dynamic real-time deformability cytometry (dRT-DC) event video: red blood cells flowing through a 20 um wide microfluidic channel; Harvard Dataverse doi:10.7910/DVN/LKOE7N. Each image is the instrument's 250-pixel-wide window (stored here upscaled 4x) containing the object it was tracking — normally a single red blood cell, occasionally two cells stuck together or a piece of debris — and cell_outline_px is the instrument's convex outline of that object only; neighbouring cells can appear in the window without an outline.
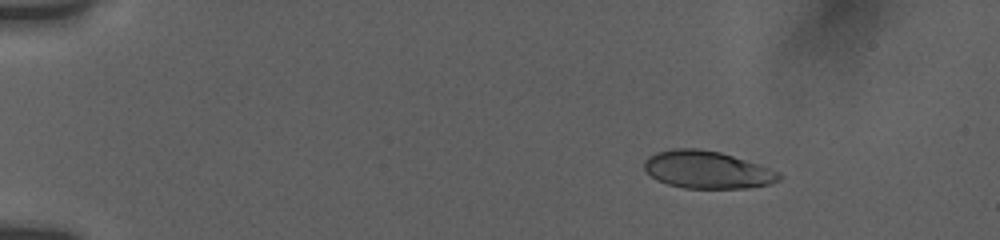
{"species": "human", "species_latin": "Homo sapiens", "temperature_condition": "room temperature", "stored_images_in_passage": 35, "camera_frame_rate_fps": 3000, "um_per_image_px": 0.085, "donor": {"sex": "female"}, "frame": {"image": 1, "passage_image": 5, "time_ms": 2.0, "image_size_px": [1000, 240], "cell_outline_px": [[784, 176], [780, 180], [772, 184], [748, 188], [684, 188], [668, 184], [656, 180], [644, 168], [644, 160], [648, 156], [656, 152], [672, 148], [696, 148], [720, 152], [760, 164], [780, 172]], "centroid_in_image_um": [60.15, 14.43], "position_along_channel_um": 24.9, "area_um2": 29.77}}
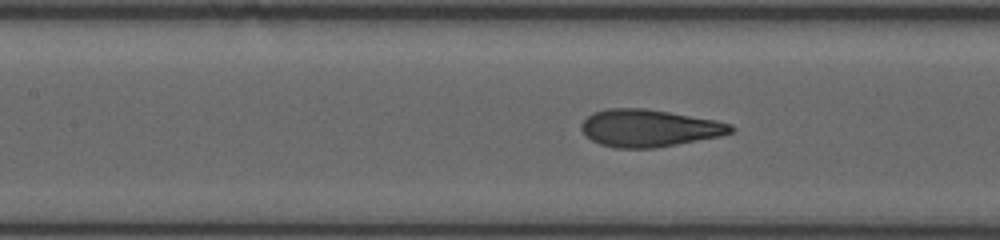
{"frame": {"image": 2, "passage_image": 22, "time_ms": 8.0, "image_size_px": [1000, 240], "cell_outline_px": [[736, 128], [732, 132], [720, 136], [656, 148], [616, 148], [600, 144], [584, 136], [580, 128], [580, 124], [592, 112], [608, 108], [644, 108], [716, 120], [732, 124]], "centroid_in_image_um": [55.14, 10.89], "position_along_channel_um": 152.3, "area_um2": 32.6}}
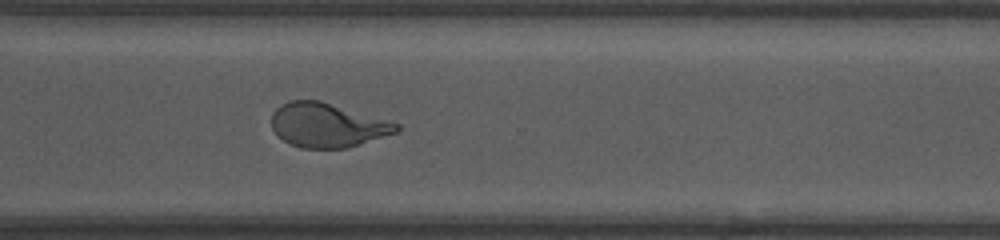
{"frame": {"image": 3, "passage_image": 35, "time_ms": 13.0, "image_size_px": [1000, 240], "cell_outline_px": [[400, 128], [396, 132], [348, 148], [300, 148], [276, 136], [272, 128], [272, 112], [280, 104], [288, 100], [320, 100], [400, 124]], "centroid_in_image_um": [27.78, 10.63], "position_along_channel_um": 342.8, "area_um2": 32.08}}